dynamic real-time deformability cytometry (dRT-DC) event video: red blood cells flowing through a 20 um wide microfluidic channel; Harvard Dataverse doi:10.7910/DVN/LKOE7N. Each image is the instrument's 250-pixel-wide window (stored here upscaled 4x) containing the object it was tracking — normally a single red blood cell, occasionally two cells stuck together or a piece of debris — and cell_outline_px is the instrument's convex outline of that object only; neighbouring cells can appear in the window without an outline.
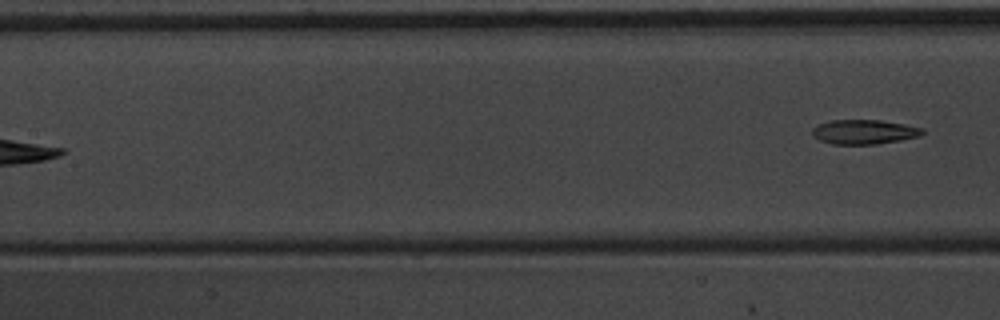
{"species": "common noctule bat (a hibernating species)", "species_latin": "Nyctalus noctula", "temperature_condition": "warm", "stored_images_in_passage": 7, "segment_of_instrument_passage": [2, 2], "camera_frame_rate_fps": 3000, "um_per_image_px": 0.085, "animal": {"sex": "male", "body_mass_g": 20.1, "forearm_length_mm": 53.5}, "frame": {"image": 1, "passage_image": 7, "time_ms": 2.0, "image_size_px": [1000, 320], "cell_outline_px": [[924, 132], [920, 136], [900, 140], [876, 144], [832, 144], [820, 140], [812, 136], [812, 128], [820, 124], [832, 120], [880, 120], [904, 124], [924, 128]], "centroid_in_image_um": [73.45, 11.21], "position_along_channel_um": 133.9, "area_um2": 15.66}}